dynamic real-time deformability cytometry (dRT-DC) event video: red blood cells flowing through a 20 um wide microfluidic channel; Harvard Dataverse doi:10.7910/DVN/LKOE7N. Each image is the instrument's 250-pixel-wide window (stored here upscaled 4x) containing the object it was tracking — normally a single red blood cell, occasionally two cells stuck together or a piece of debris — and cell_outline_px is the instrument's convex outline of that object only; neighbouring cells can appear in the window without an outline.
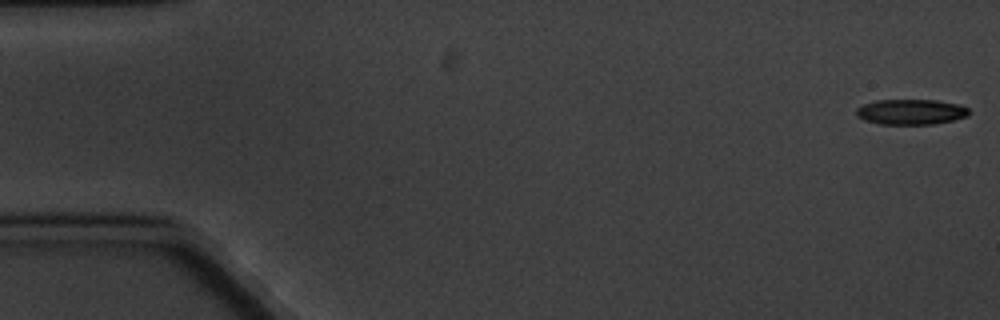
{"species": "common noctule bat (a hibernating species)", "species_latin": "Nyctalus noctula", "temperature_condition": "cold", "stored_images_in_passage": 7, "camera_frame_rate_fps": 3000, "um_per_image_px": 0.085, "animal": {"sex": "male", "body_mass_g": 20.1, "forearm_length_mm": 53.5}, "frame": {"image": 1, "passage_image": 1, "time_ms": 0.0, "image_size_px": [1000, 320], "cell_outline_px": [[968, 116], [936, 124], [880, 124], [864, 120], [856, 116], [856, 108], [864, 104], [876, 100], [936, 100], [960, 104], [968, 108]], "centroid_in_image_um": [77.42, 9.51], "position_along_channel_um": 7.6, "area_um2": 16.7}}
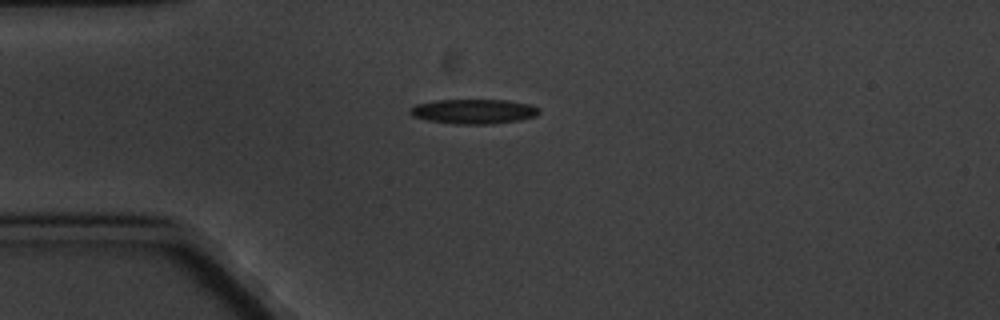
{"frame": {"image": 2, "passage_image": 5, "time_ms": 4.667, "image_size_px": [1000, 320], "cell_outline_px": [[540, 112], [536, 116], [520, 120], [488, 124], [456, 124], [428, 120], [412, 116], [408, 112], [408, 108], [416, 104], [436, 100], [508, 100], [528, 104], [540, 108]], "centroid_in_image_um": [40.24, 9.47], "position_along_channel_um": 44.8, "area_um2": 18.61}}